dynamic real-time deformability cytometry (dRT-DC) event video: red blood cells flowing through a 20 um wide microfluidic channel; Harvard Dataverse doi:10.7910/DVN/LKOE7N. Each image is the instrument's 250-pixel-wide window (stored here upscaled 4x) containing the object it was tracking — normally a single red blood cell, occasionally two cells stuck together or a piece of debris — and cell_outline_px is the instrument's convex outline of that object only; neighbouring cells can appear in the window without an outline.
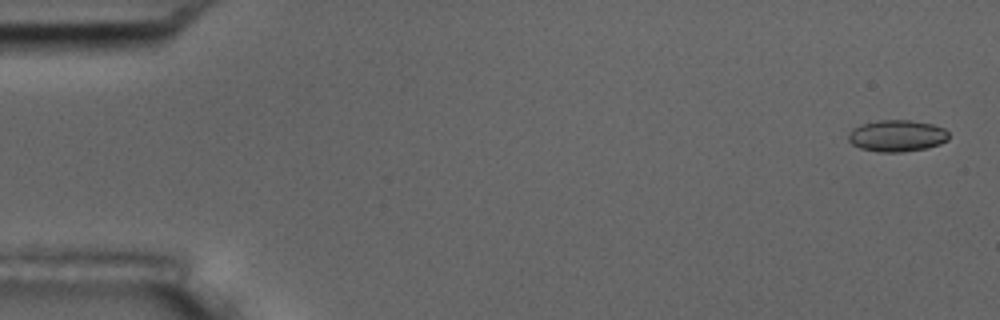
{"species": "common noctule bat (a hibernating species)", "species_latin": "Nyctalus noctula", "temperature_condition": "room temperature", "stored_images_in_passage": 5, "camera_frame_rate_fps": 3000, "um_per_image_px": 0.085, "animal": {"sex": "male", "body_mass_g": 17.5, "forearm_length_mm": 52.3}, "frame": {"image": 1, "passage_image": 1, "time_ms": 0.0, "image_size_px": [1000, 320], "cell_outline_px": [[948, 140], [940, 144], [928, 148], [900, 152], [880, 152], [860, 148], [852, 144], [848, 140], [848, 136], [852, 128], [860, 124], [880, 120], [912, 120], [932, 124], [944, 128], [948, 132]], "centroid_in_image_um": [76.24, 11.54], "position_along_channel_um": 8.8, "area_um2": 18.61}}
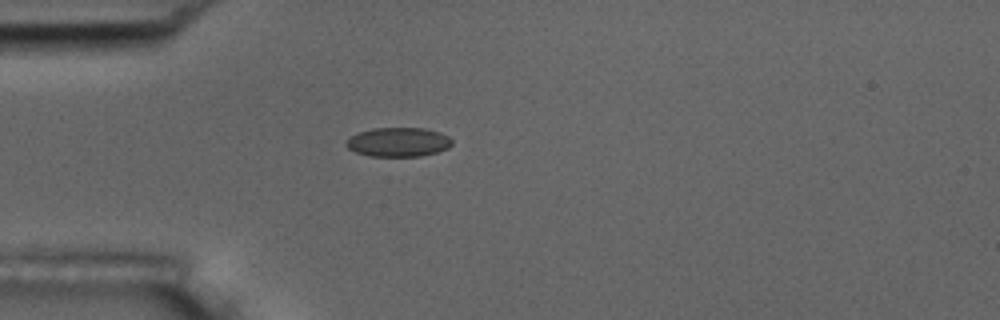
{"frame": {"image": 2, "passage_image": 5, "time_ms": 4.667, "image_size_px": [1000, 320], "cell_outline_px": [[452, 144], [448, 148], [436, 152], [420, 156], [368, 156], [356, 152], [348, 148], [344, 144], [352, 136], [360, 132], [372, 128], [424, 128], [440, 132], [448, 136], [452, 140]], "centroid_in_image_um": [33.87, 12.07], "position_along_channel_um": 51.1, "area_um2": 17.92}}